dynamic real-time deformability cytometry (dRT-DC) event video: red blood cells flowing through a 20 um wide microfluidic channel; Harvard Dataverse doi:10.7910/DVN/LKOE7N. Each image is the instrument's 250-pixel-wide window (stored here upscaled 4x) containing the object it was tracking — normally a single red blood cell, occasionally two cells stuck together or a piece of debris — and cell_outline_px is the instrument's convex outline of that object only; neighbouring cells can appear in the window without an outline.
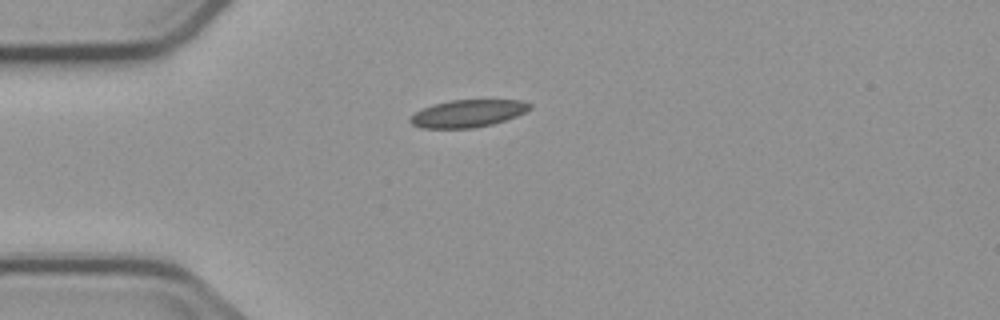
{"species": "common noctule bat (a hibernating species)", "species_latin": "Nyctalus noctula", "temperature_condition": "cold", "stored_images_in_passage": 6, "camera_frame_rate_fps": 3000, "um_per_image_px": 0.085, "animal": {"sex": "male", "body_mass_g": 23.1, "forearm_length_mm": 52.7}, "frame": {"image": 1, "passage_image": 1, "time_ms": 0.0, "image_size_px": [1000, 320], "cell_outline_px": [[532, 108], [516, 116], [492, 124], [472, 128], [420, 128], [412, 124], [408, 120], [416, 112], [432, 104], [448, 100], [524, 100], [532, 104]], "centroid_in_image_um": [39.77, 9.63], "position_along_channel_um": 45.2, "area_um2": 19.07}}
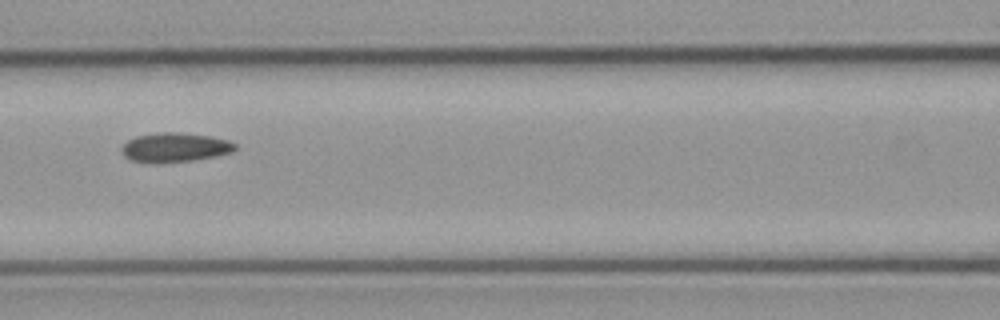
{"frame": {"image": 2, "passage_image": 4, "time_ms": 3.333, "image_size_px": [1000, 320], "cell_outline_px": [[236, 148], [232, 152], [216, 156], [192, 160], [156, 164], [132, 160], [124, 156], [120, 152], [120, 148], [128, 140], [136, 136], [160, 132], [176, 132], [212, 136], [228, 140], [236, 144]], "centroid_in_image_um": [14.84, 12.53], "position_along_channel_um": 151.8, "area_um2": 19.54}}
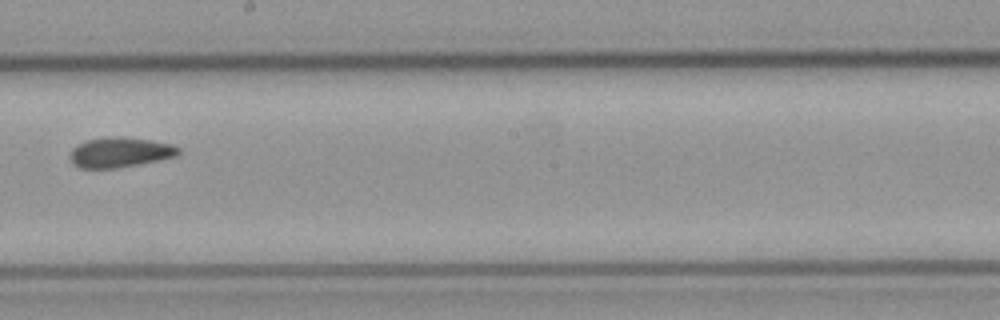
{"frame": {"image": 3, "passage_image": 6, "time_ms": 5.667, "image_size_px": [1000, 320], "cell_outline_px": [[180, 152], [176, 156], [160, 160], [116, 168], [80, 168], [72, 164], [72, 148], [88, 140], [116, 136], [124, 136], [152, 140], [172, 144], [180, 148]], "centroid_in_image_um": [10.25, 12.94], "position_along_channel_um": 237.9, "area_um2": 18.84}}